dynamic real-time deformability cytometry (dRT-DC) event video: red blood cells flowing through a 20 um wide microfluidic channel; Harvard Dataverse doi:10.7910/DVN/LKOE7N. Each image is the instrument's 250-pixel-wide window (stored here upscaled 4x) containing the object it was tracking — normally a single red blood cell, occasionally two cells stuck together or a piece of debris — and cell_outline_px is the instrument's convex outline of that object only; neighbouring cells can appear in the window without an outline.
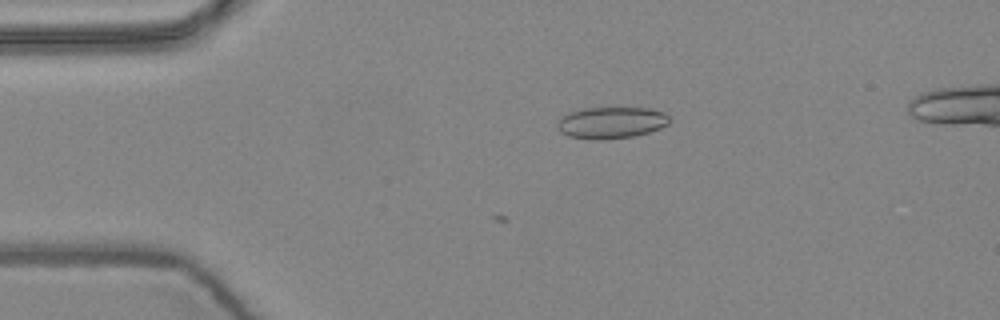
{"species": "common noctule bat (a hibernating species)", "species_latin": "Nyctalus noctula", "temperature_condition": "warm", "stored_images_in_passage": 3, "camera_frame_rate_fps": 3000, "um_per_image_px": 0.085, "animal": {"sex": "female", "body_mass_g": 24.6, "forearm_length_mm": 56.2}, "frame": {"image": 1, "passage_image": 1, "time_ms": 0.0, "image_size_px": [1000, 320], "cell_outline_px": [[672, 120], [668, 124], [660, 128], [648, 132], [632, 136], [600, 140], [592, 140], [568, 136], [560, 132], [556, 128], [556, 124], [568, 112], [584, 108], [652, 108], [664, 112]], "centroid_in_image_um": [51.95, 10.42], "position_along_channel_um": 33.0, "area_um2": 20.75}}